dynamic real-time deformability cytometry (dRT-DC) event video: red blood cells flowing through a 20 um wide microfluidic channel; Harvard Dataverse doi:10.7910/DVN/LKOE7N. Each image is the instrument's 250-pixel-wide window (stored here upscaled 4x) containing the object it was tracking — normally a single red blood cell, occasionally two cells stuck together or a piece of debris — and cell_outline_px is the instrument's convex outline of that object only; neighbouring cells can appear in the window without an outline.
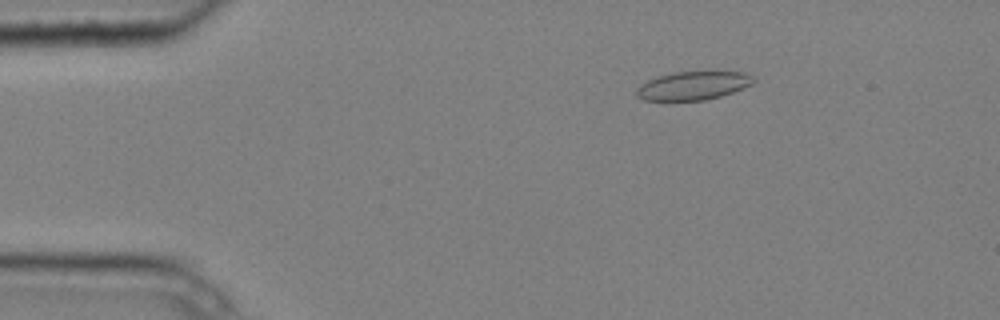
{"species": "common noctule bat (a hibernating species)", "species_latin": "Nyctalus noctula", "temperature_condition": "cold", "stored_images_in_passage": 5, "camera_frame_rate_fps": 3000, "um_per_image_px": 0.085, "animal": {"sex": "male", "body_mass_g": 20.4}, "frame": {"image": 1, "passage_image": 3, "time_ms": 0.667, "image_size_px": [1000, 320], "cell_outline_px": [[756, 80], [752, 84], [744, 88], [720, 96], [704, 100], [644, 100], [636, 96], [636, 88], [640, 84], [648, 80], [660, 76], [676, 72], [716, 68], [744, 72], [752, 76]], "centroid_in_image_um": [58.99, 7.22], "position_along_channel_um": 26.0, "area_um2": 20.17}}
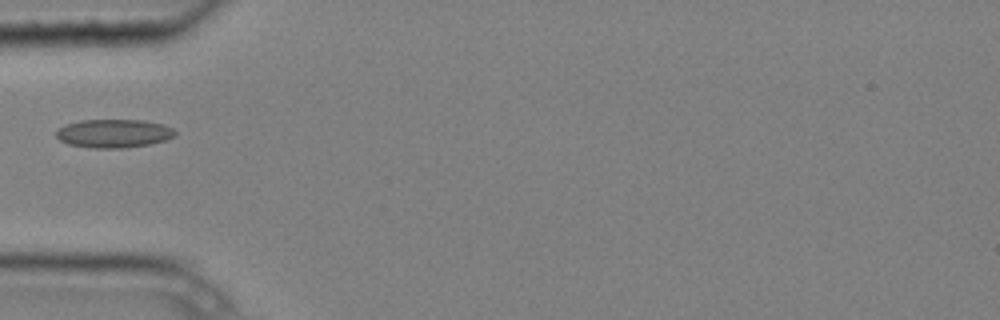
{"frame": {"image": 2, "passage_image": 5, "time_ms": 1.333, "image_size_px": [1000, 320], "cell_outline_px": [[176, 136], [164, 140], [148, 144], [124, 148], [92, 148], [68, 144], [60, 140], [56, 136], [56, 132], [64, 124], [80, 120], [144, 120], [164, 124], [172, 128], [176, 132]], "centroid_in_image_um": [9.67, 11.33], "position_along_channel_um": 75.3, "area_um2": 19.77}}